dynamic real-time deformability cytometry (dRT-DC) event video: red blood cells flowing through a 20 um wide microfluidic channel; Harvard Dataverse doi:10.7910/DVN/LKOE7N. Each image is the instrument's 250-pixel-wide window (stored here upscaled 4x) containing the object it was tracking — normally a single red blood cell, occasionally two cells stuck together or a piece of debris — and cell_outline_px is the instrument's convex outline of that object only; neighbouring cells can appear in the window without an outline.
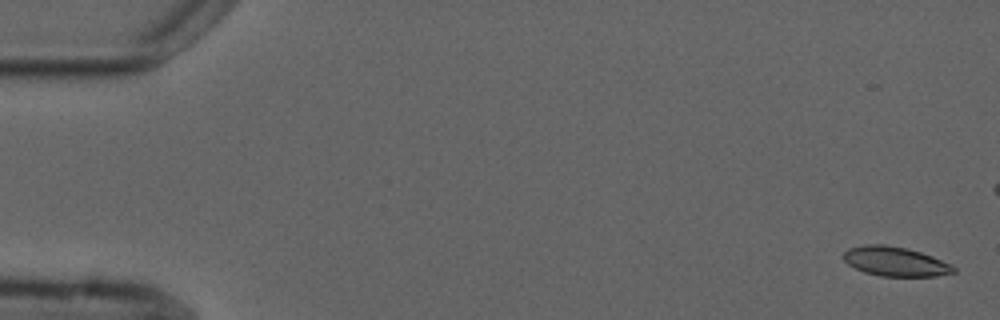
{"species": "common noctule bat (a hibernating species)", "species_latin": "Nyctalus noctula", "temperature_condition": "cold", "stored_images_in_passage": 5, "camera_frame_rate_fps": 3000, "um_per_image_px": 0.085, "animal": {"sex": "male", "forearm_length_mm": 52.5}, "frame": {"image": 1, "passage_image": 1, "time_ms": 0.0, "image_size_px": [1000, 320], "cell_outline_px": [[956, 272], [936, 276], [880, 276], [864, 272], [848, 264], [844, 260], [844, 252], [848, 248], [864, 244], [884, 244], [904, 248], [920, 252], [932, 256], [952, 264], [956, 268]], "centroid_in_image_um": [76.1, 22.22], "position_along_channel_um": 8.9, "area_um2": 18.84}}
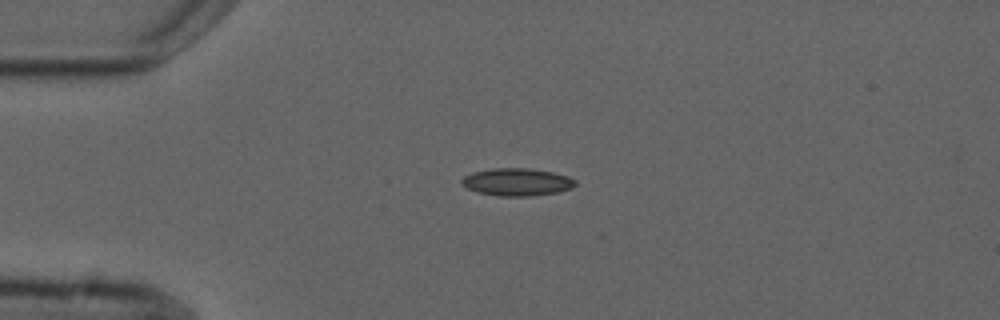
{"frame": {"image": 2, "passage_image": 5, "time_ms": 6.0, "image_size_px": [1000, 320], "cell_outline_px": [[576, 184], [572, 188], [556, 192], [532, 196], [496, 196], [476, 192], [460, 184], [460, 180], [464, 176], [472, 172], [492, 168], [528, 168], [552, 172], [568, 176], [576, 180]], "centroid_in_image_um": [43.91, 15.47], "position_along_channel_um": 41.1, "area_um2": 18.38}}